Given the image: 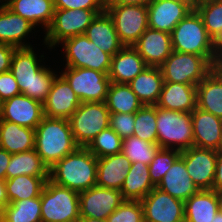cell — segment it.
Returning a JSON list of instances; mask_svg holds the SVG:
<instances>
[{"label":"cell","instance_id":"obj_46","mask_svg":"<svg viewBox=\"0 0 222 222\" xmlns=\"http://www.w3.org/2000/svg\"><path fill=\"white\" fill-rule=\"evenodd\" d=\"M16 47L0 43V73L10 71L11 59Z\"/></svg>","mask_w":222,"mask_h":222},{"label":"cell","instance_id":"obj_44","mask_svg":"<svg viewBox=\"0 0 222 222\" xmlns=\"http://www.w3.org/2000/svg\"><path fill=\"white\" fill-rule=\"evenodd\" d=\"M55 9L105 10L106 0H54Z\"/></svg>","mask_w":222,"mask_h":222},{"label":"cell","instance_id":"obj_2","mask_svg":"<svg viewBox=\"0 0 222 222\" xmlns=\"http://www.w3.org/2000/svg\"><path fill=\"white\" fill-rule=\"evenodd\" d=\"M98 158L79 147L49 168V180L56 185L82 192L96 185Z\"/></svg>","mask_w":222,"mask_h":222},{"label":"cell","instance_id":"obj_5","mask_svg":"<svg viewBox=\"0 0 222 222\" xmlns=\"http://www.w3.org/2000/svg\"><path fill=\"white\" fill-rule=\"evenodd\" d=\"M157 144L160 148L180 151L193 146L191 112H179L156 107Z\"/></svg>","mask_w":222,"mask_h":222},{"label":"cell","instance_id":"obj_50","mask_svg":"<svg viewBox=\"0 0 222 222\" xmlns=\"http://www.w3.org/2000/svg\"><path fill=\"white\" fill-rule=\"evenodd\" d=\"M152 0H106V5H148Z\"/></svg>","mask_w":222,"mask_h":222},{"label":"cell","instance_id":"obj_48","mask_svg":"<svg viewBox=\"0 0 222 222\" xmlns=\"http://www.w3.org/2000/svg\"><path fill=\"white\" fill-rule=\"evenodd\" d=\"M11 159V154L0 148V180L6 179V169Z\"/></svg>","mask_w":222,"mask_h":222},{"label":"cell","instance_id":"obj_49","mask_svg":"<svg viewBox=\"0 0 222 222\" xmlns=\"http://www.w3.org/2000/svg\"><path fill=\"white\" fill-rule=\"evenodd\" d=\"M213 70L222 75V41L216 43V53L213 62Z\"/></svg>","mask_w":222,"mask_h":222},{"label":"cell","instance_id":"obj_23","mask_svg":"<svg viewBox=\"0 0 222 222\" xmlns=\"http://www.w3.org/2000/svg\"><path fill=\"white\" fill-rule=\"evenodd\" d=\"M147 67L133 46H124L112 56L108 73L110 82L128 84Z\"/></svg>","mask_w":222,"mask_h":222},{"label":"cell","instance_id":"obj_12","mask_svg":"<svg viewBox=\"0 0 222 222\" xmlns=\"http://www.w3.org/2000/svg\"><path fill=\"white\" fill-rule=\"evenodd\" d=\"M120 42L133 46L148 28V7L146 5H106Z\"/></svg>","mask_w":222,"mask_h":222},{"label":"cell","instance_id":"obj_37","mask_svg":"<svg viewBox=\"0 0 222 222\" xmlns=\"http://www.w3.org/2000/svg\"><path fill=\"white\" fill-rule=\"evenodd\" d=\"M157 143H150L134 135L123 139L122 152L131 163L142 162L149 165L159 150Z\"/></svg>","mask_w":222,"mask_h":222},{"label":"cell","instance_id":"obj_57","mask_svg":"<svg viewBox=\"0 0 222 222\" xmlns=\"http://www.w3.org/2000/svg\"><path fill=\"white\" fill-rule=\"evenodd\" d=\"M3 102L4 101L0 97V115H1V112H2V108H3Z\"/></svg>","mask_w":222,"mask_h":222},{"label":"cell","instance_id":"obj_19","mask_svg":"<svg viewBox=\"0 0 222 222\" xmlns=\"http://www.w3.org/2000/svg\"><path fill=\"white\" fill-rule=\"evenodd\" d=\"M133 47L151 67H160L173 51L170 33L149 27Z\"/></svg>","mask_w":222,"mask_h":222},{"label":"cell","instance_id":"obj_32","mask_svg":"<svg viewBox=\"0 0 222 222\" xmlns=\"http://www.w3.org/2000/svg\"><path fill=\"white\" fill-rule=\"evenodd\" d=\"M155 187L150 179L149 165L135 162L131 163L120 192L124 200L141 201Z\"/></svg>","mask_w":222,"mask_h":222},{"label":"cell","instance_id":"obj_29","mask_svg":"<svg viewBox=\"0 0 222 222\" xmlns=\"http://www.w3.org/2000/svg\"><path fill=\"white\" fill-rule=\"evenodd\" d=\"M0 148L10 154L35 149V129L0 119Z\"/></svg>","mask_w":222,"mask_h":222},{"label":"cell","instance_id":"obj_30","mask_svg":"<svg viewBox=\"0 0 222 222\" xmlns=\"http://www.w3.org/2000/svg\"><path fill=\"white\" fill-rule=\"evenodd\" d=\"M196 90L197 108L222 119V75L212 70Z\"/></svg>","mask_w":222,"mask_h":222},{"label":"cell","instance_id":"obj_52","mask_svg":"<svg viewBox=\"0 0 222 222\" xmlns=\"http://www.w3.org/2000/svg\"><path fill=\"white\" fill-rule=\"evenodd\" d=\"M217 199V205L219 212L222 213V190H214Z\"/></svg>","mask_w":222,"mask_h":222},{"label":"cell","instance_id":"obj_34","mask_svg":"<svg viewBox=\"0 0 222 222\" xmlns=\"http://www.w3.org/2000/svg\"><path fill=\"white\" fill-rule=\"evenodd\" d=\"M19 175L49 176V168L35 149L11 154V159L6 169V179Z\"/></svg>","mask_w":222,"mask_h":222},{"label":"cell","instance_id":"obj_38","mask_svg":"<svg viewBox=\"0 0 222 222\" xmlns=\"http://www.w3.org/2000/svg\"><path fill=\"white\" fill-rule=\"evenodd\" d=\"M200 15L209 36L215 43L222 41V0L194 8Z\"/></svg>","mask_w":222,"mask_h":222},{"label":"cell","instance_id":"obj_16","mask_svg":"<svg viewBox=\"0 0 222 222\" xmlns=\"http://www.w3.org/2000/svg\"><path fill=\"white\" fill-rule=\"evenodd\" d=\"M148 27L171 33L193 9L191 1L152 0L148 5Z\"/></svg>","mask_w":222,"mask_h":222},{"label":"cell","instance_id":"obj_20","mask_svg":"<svg viewBox=\"0 0 222 222\" xmlns=\"http://www.w3.org/2000/svg\"><path fill=\"white\" fill-rule=\"evenodd\" d=\"M193 146L217 150L222 139V119L195 108L191 112Z\"/></svg>","mask_w":222,"mask_h":222},{"label":"cell","instance_id":"obj_40","mask_svg":"<svg viewBox=\"0 0 222 222\" xmlns=\"http://www.w3.org/2000/svg\"><path fill=\"white\" fill-rule=\"evenodd\" d=\"M123 139L110 127L102 130L86 147L97 158L122 152Z\"/></svg>","mask_w":222,"mask_h":222},{"label":"cell","instance_id":"obj_15","mask_svg":"<svg viewBox=\"0 0 222 222\" xmlns=\"http://www.w3.org/2000/svg\"><path fill=\"white\" fill-rule=\"evenodd\" d=\"M189 176L199 190H212L215 178L217 151L192 146L181 151L180 156Z\"/></svg>","mask_w":222,"mask_h":222},{"label":"cell","instance_id":"obj_28","mask_svg":"<svg viewBox=\"0 0 222 222\" xmlns=\"http://www.w3.org/2000/svg\"><path fill=\"white\" fill-rule=\"evenodd\" d=\"M143 105L155 106L164 84L160 67L147 66L128 83Z\"/></svg>","mask_w":222,"mask_h":222},{"label":"cell","instance_id":"obj_26","mask_svg":"<svg viewBox=\"0 0 222 222\" xmlns=\"http://www.w3.org/2000/svg\"><path fill=\"white\" fill-rule=\"evenodd\" d=\"M156 187L184 202L199 191L181 157L174 162Z\"/></svg>","mask_w":222,"mask_h":222},{"label":"cell","instance_id":"obj_3","mask_svg":"<svg viewBox=\"0 0 222 222\" xmlns=\"http://www.w3.org/2000/svg\"><path fill=\"white\" fill-rule=\"evenodd\" d=\"M79 147L67 119L44 116L35 129V150L48 168Z\"/></svg>","mask_w":222,"mask_h":222},{"label":"cell","instance_id":"obj_59","mask_svg":"<svg viewBox=\"0 0 222 222\" xmlns=\"http://www.w3.org/2000/svg\"><path fill=\"white\" fill-rule=\"evenodd\" d=\"M3 4H4V3L0 0V8L2 7Z\"/></svg>","mask_w":222,"mask_h":222},{"label":"cell","instance_id":"obj_47","mask_svg":"<svg viewBox=\"0 0 222 222\" xmlns=\"http://www.w3.org/2000/svg\"><path fill=\"white\" fill-rule=\"evenodd\" d=\"M212 190H222V154L217 153L215 178Z\"/></svg>","mask_w":222,"mask_h":222},{"label":"cell","instance_id":"obj_17","mask_svg":"<svg viewBox=\"0 0 222 222\" xmlns=\"http://www.w3.org/2000/svg\"><path fill=\"white\" fill-rule=\"evenodd\" d=\"M43 117V104L22 93L5 100L0 115L1 120L32 129H36Z\"/></svg>","mask_w":222,"mask_h":222},{"label":"cell","instance_id":"obj_8","mask_svg":"<svg viewBox=\"0 0 222 222\" xmlns=\"http://www.w3.org/2000/svg\"><path fill=\"white\" fill-rule=\"evenodd\" d=\"M68 121L76 143L87 147L102 130L109 128L110 112L105 102H83Z\"/></svg>","mask_w":222,"mask_h":222},{"label":"cell","instance_id":"obj_22","mask_svg":"<svg viewBox=\"0 0 222 222\" xmlns=\"http://www.w3.org/2000/svg\"><path fill=\"white\" fill-rule=\"evenodd\" d=\"M197 86L164 82L156 107L190 113L197 107Z\"/></svg>","mask_w":222,"mask_h":222},{"label":"cell","instance_id":"obj_7","mask_svg":"<svg viewBox=\"0 0 222 222\" xmlns=\"http://www.w3.org/2000/svg\"><path fill=\"white\" fill-rule=\"evenodd\" d=\"M103 11L105 10L55 9L52 23L44 33L45 47L55 49L64 40L85 34L93 19Z\"/></svg>","mask_w":222,"mask_h":222},{"label":"cell","instance_id":"obj_53","mask_svg":"<svg viewBox=\"0 0 222 222\" xmlns=\"http://www.w3.org/2000/svg\"><path fill=\"white\" fill-rule=\"evenodd\" d=\"M214 1H217V0H191L192 8L194 9L198 6H201V5L206 4V3L214 2Z\"/></svg>","mask_w":222,"mask_h":222},{"label":"cell","instance_id":"obj_58","mask_svg":"<svg viewBox=\"0 0 222 222\" xmlns=\"http://www.w3.org/2000/svg\"><path fill=\"white\" fill-rule=\"evenodd\" d=\"M169 1H191V0H169Z\"/></svg>","mask_w":222,"mask_h":222},{"label":"cell","instance_id":"obj_14","mask_svg":"<svg viewBox=\"0 0 222 222\" xmlns=\"http://www.w3.org/2000/svg\"><path fill=\"white\" fill-rule=\"evenodd\" d=\"M123 201L119 190L95 185L79 192L80 217L107 219Z\"/></svg>","mask_w":222,"mask_h":222},{"label":"cell","instance_id":"obj_45","mask_svg":"<svg viewBox=\"0 0 222 222\" xmlns=\"http://www.w3.org/2000/svg\"><path fill=\"white\" fill-rule=\"evenodd\" d=\"M21 94L17 81L13 74L8 71L0 73V97L3 101Z\"/></svg>","mask_w":222,"mask_h":222},{"label":"cell","instance_id":"obj_11","mask_svg":"<svg viewBox=\"0 0 222 222\" xmlns=\"http://www.w3.org/2000/svg\"><path fill=\"white\" fill-rule=\"evenodd\" d=\"M60 75L68 82L80 102H105L110 84L108 73L87 68L64 67Z\"/></svg>","mask_w":222,"mask_h":222},{"label":"cell","instance_id":"obj_36","mask_svg":"<svg viewBox=\"0 0 222 222\" xmlns=\"http://www.w3.org/2000/svg\"><path fill=\"white\" fill-rule=\"evenodd\" d=\"M0 222H42L41 197L8 203L0 211Z\"/></svg>","mask_w":222,"mask_h":222},{"label":"cell","instance_id":"obj_18","mask_svg":"<svg viewBox=\"0 0 222 222\" xmlns=\"http://www.w3.org/2000/svg\"><path fill=\"white\" fill-rule=\"evenodd\" d=\"M80 103L68 82L61 75H57L43 103V113L48 118L68 120Z\"/></svg>","mask_w":222,"mask_h":222},{"label":"cell","instance_id":"obj_9","mask_svg":"<svg viewBox=\"0 0 222 222\" xmlns=\"http://www.w3.org/2000/svg\"><path fill=\"white\" fill-rule=\"evenodd\" d=\"M160 69L164 82L197 86L213 70V65L204 56L172 51Z\"/></svg>","mask_w":222,"mask_h":222},{"label":"cell","instance_id":"obj_51","mask_svg":"<svg viewBox=\"0 0 222 222\" xmlns=\"http://www.w3.org/2000/svg\"><path fill=\"white\" fill-rule=\"evenodd\" d=\"M8 204L5 180H0V211Z\"/></svg>","mask_w":222,"mask_h":222},{"label":"cell","instance_id":"obj_13","mask_svg":"<svg viewBox=\"0 0 222 222\" xmlns=\"http://www.w3.org/2000/svg\"><path fill=\"white\" fill-rule=\"evenodd\" d=\"M144 222H185L184 201L155 187L141 200Z\"/></svg>","mask_w":222,"mask_h":222},{"label":"cell","instance_id":"obj_1","mask_svg":"<svg viewBox=\"0 0 222 222\" xmlns=\"http://www.w3.org/2000/svg\"><path fill=\"white\" fill-rule=\"evenodd\" d=\"M37 56L33 47L16 48L11 59L10 72L22 94L43 104L58 72L41 63L44 53L38 56L39 59Z\"/></svg>","mask_w":222,"mask_h":222},{"label":"cell","instance_id":"obj_35","mask_svg":"<svg viewBox=\"0 0 222 222\" xmlns=\"http://www.w3.org/2000/svg\"><path fill=\"white\" fill-rule=\"evenodd\" d=\"M106 106L111 113H136L143 104L132 91L129 84L110 82Z\"/></svg>","mask_w":222,"mask_h":222},{"label":"cell","instance_id":"obj_6","mask_svg":"<svg viewBox=\"0 0 222 222\" xmlns=\"http://www.w3.org/2000/svg\"><path fill=\"white\" fill-rule=\"evenodd\" d=\"M41 197L42 222H78L79 192L47 180Z\"/></svg>","mask_w":222,"mask_h":222},{"label":"cell","instance_id":"obj_4","mask_svg":"<svg viewBox=\"0 0 222 222\" xmlns=\"http://www.w3.org/2000/svg\"><path fill=\"white\" fill-rule=\"evenodd\" d=\"M170 35L173 51L204 56L213 65L216 43L195 9L175 26Z\"/></svg>","mask_w":222,"mask_h":222},{"label":"cell","instance_id":"obj_54","mask_svg":"<svg viewBox=\"0 0 222 222\" xmlns=\"http://www.w3.org/2000/svg\"><path fill=\"white\" fill-rule=\"evenodd\" d=\"M78 222H108L106 219H95L90 217H80Z\"/></svg>","mask_w":222,"mask_h":222},{"label":"cell","instance_id":"obj_42","mask_svg":"<svg viewBox=\"0 0 222 222\" xmlns=\"http://www.w3.org/2000/svg\"><path fill=\"white\" fill-rule=\"evenodd\" d=\"M108 222H144V210L139 200H124L106 219Z\"/></svg>","mask_w":222,"mask_h":222},{"label":"cell","instance_id":"obj_27","mask_svg":"<svg viewBox=\"0 0 222 222\" xmlns=\"http://www.w3.org/2000/svg\"><path fill=\"white\" fill-rule=\"evenodd\" d=\"M4 4L35 27L43 26L44 32L52 23L54 0H7Z\"/></svg>","mask_w":222,"mask_h":222},{"label":"cell","instance_id":"obj_10","mask_svg":"<svg viewBox=\"0 0 222 222\" xmlns=\"http://www.w3.org/2000/svg\"><path fill=\"white\" fill-rule=\"evenodd\" d=\"M63 56L65 66L71 68H87L109 73L112 56L90 41L85 34L64 40Z\"/></svg>","mask_w":222,"mask_h":222},{"label":"cell","instance_id":"obj_41","mask_svg":"<svg viewBox=\"0 0 222 222\" xmlns=\"http://www.w3.org/2000/svg\"><path fill=\"white\" fill-rule=\"evenodd\" d=\"M180 156V150L159 148L154 159L149 164L150 179L155 186L159 184L163 176Z\"/></svg>","mask_w":222,"mask_h":222},{"label":"cell","instance_id":"obj_21","mask_svg":"<svg viewBox=\"0 0 222 222\" xmlns=\"http://www.w3.org/2000/svg\"><path fill=\"white\" fill-rule=\"evenodd\" d=\"M35 28L31 22L14 13L5 4L0 8L1 44H8L16 48L33 47L25 39Z\"/></svg>","mask_w":222,"mask_h":222},{"label":"cell","instance_id":"obj_43","mask_svg":"<svg viewBox=\"0 0 222 222\" xmlns=\"http://www.w3.org/2000/svg\"><path fill=\"white\" fill-rule=\"evenodd\" d=\"M135 113H111L109 127L122 139L134 135Z\"/></svg>","mask_w":222,"mask_h":222},{"label":"cell","instance_id":"obj_24","mask_svg":"<svg viewBox=\"0 0 222 222\" xmlns=\"http://www.w3.org/2000/svg\"><path fill=\"white\" fill-rule=\"evenodd\" d=\"M130 167L123 152L98 158L96 185L120 191Z\"/></svg>","mask_w":222,"mask_h":222},{"label":"cell","instance_id":"obj_55","mask_svg":"<svg viewBox=\"0 0 222 222\" xmlns=\"http://www.w3.org/2000/svg\"><path fill=\"white\" fill-rule=\"evenodd\" d=\"M212 222H222V213H221V212H218V213L215 215V219H214Z\"/></svg>","mask_w":222,"mask_h":222},{"label":"cell","instance_id":"obj_33","mask_svg":"<svg viewBox=\"0 0 222 222\" xmlns=\"http://www.w3.org/2000/svg\"><path fill=\"white\" fill-rule=\"evenodd\" d=\"M49 176L19 175L5 179L8 203L40 197Z\"/></svg>","mask_w":222,"mask_h":222},{"label":"cell","instance_id":"obj_25","mask_svg":"<svg viewBox=\"0 0 222 222\" xmlns=\"http://www.w3.org/2000/svg\"><path fill=\"white\" fill-rule=\"evenodd\" d=\"M85 35L97 47L111 56L124 47L115 30L113 20L106 10L97 14L87 27Z\"/></svg>","mask_w":222,"mask_h":222},{"label":"cell","instance_id":"obj_31","mask_svg":"<svg viewBox=\"0 0 222 222\" xmlns=\"http://www.w3.org/2000/svg\"><path fill=\"white\" fill-rule=\"evenodd\" d=\"M218 212L214 190H199L184 202L185 222H212Z\"/></svg>","mask_w":222,"mask_h":222},{"label":"cell","instance_id":"obj_56","mask_svg":"<svg viewBox=\"0 0 222 222\" xmlns=\"http://www.w3.org/2000/svg\"><path fill=\"white\" fill-rule=\"evenodd\" d=\"M216 151H217V153L222 154V139H221L220 145Z\"/></svg>","mask_w":222,"mask_h":222},{"label":"cell","instance_id":"obj_39","mask_svg":"<svg viewBox=\"0 0 222 222\" xmlns=\"http://www.w3.org/2000/svg\"><path fill=\"white\" fill-rule=\"evenodd\" d=\"M134 122V136L157 143L156 106L143 105L135 113Z\"/></svg>","mask_w":222,"mask_h":222}]
</instances>
